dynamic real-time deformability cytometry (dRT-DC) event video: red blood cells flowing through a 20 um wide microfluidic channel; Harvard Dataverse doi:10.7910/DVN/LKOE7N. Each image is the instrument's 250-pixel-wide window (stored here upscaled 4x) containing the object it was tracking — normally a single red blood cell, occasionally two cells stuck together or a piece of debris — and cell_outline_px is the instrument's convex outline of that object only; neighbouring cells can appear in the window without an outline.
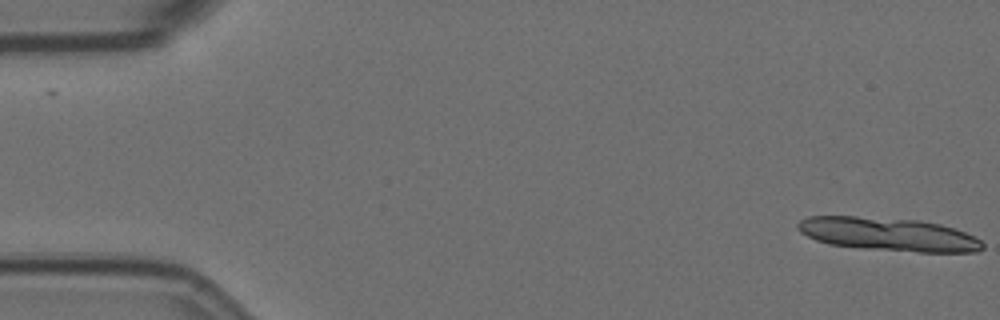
{"species": "Egyptian fruit bat (a non-hibernating species)", "species_latin": "Rousettus aegyptiacus", "temperature_condition": "room temperature", "stored_images_in_passage": 2, "camera_frame_rate_fps": 3000, "um_per_image_px": 0.085, "animal": {"sex": "female"}, "frame": {"image": 1, "passage_image": 2, "time_ms": 1.0, "image_size_px": [1000, 320], "cell_outline_px": [[984, 248], [976, 252], [920, 252], [864, 248], [828, 244], [816, 240], [800, 232], [796, 228], [796, 224], [800, 220], [808, 216], [856, 216], [920, 220], [940, 224], [964, 232], [980, 240], [984, 244]], "centroid_in_image_um": [75.48, 19.91], "position_along_channel_um": 9.5, "area_um2": 35.84}}